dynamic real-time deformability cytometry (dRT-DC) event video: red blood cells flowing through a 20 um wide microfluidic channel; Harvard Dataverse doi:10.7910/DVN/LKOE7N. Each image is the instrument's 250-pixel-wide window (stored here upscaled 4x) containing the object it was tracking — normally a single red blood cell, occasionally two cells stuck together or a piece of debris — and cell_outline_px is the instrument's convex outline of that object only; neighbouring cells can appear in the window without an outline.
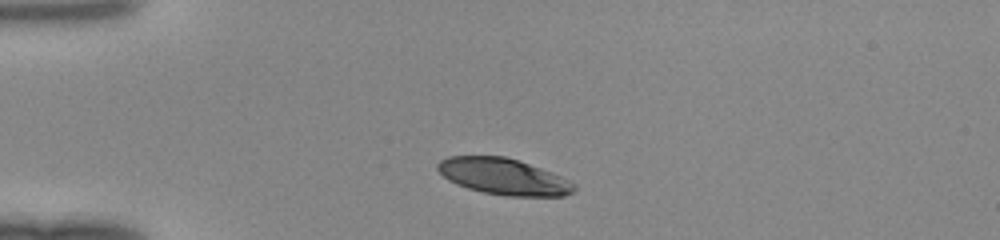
{"species": "human", "species_latin": "Homo sapiens", "temperature_condition": "room temperature", "stored_images_in_passage": 30, "camera_frame_rate_fps": 3000, "um_per_image_px": 0.085, "donor": {"sex": "female"}, "frame": {"image": 1, "passage_image": 1, "time_ms": 0.0, "image_size_px": [1000, 240], "cell_outline_px": [[576, 188], [572, 192], [564, 196], [508, 196], [484, 192], [468, 188], [456, 184], [448, 180], [436, 168], [436, 164], [440, 160], [448, 156], [504, 156], [540, 168], [560, 176], [576, 184]], "centroid_in_image_um": [42.77, 15.01], "position_along_channel_um": 42.2, "area_um2": 28.61}}
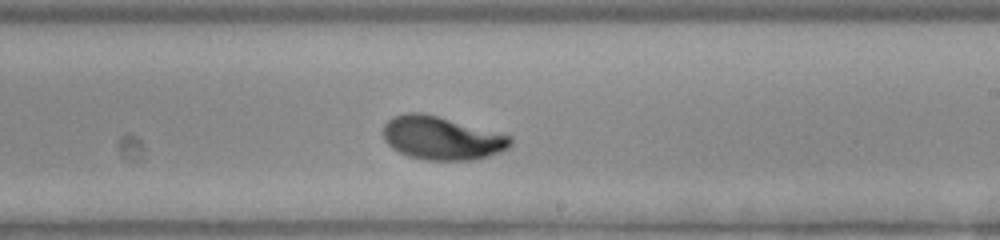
{"frame": {"image": 2, "passage_image": 18, "time_ms": 5.667, "image_size_px": [1000, 240], "cell_outline_px": [[512, 144], [508, 148], [500, 152], [476, 160], [424, 160], [408, 156], [392, 148], [384, 140], [384, 124], [392, 116], [404, 112], [424, 112], [512, 136]], "centroid_in_image_um": [37.54, 11.73], "position_along_channel_um": 251.5, "area_um2": 32.37}}
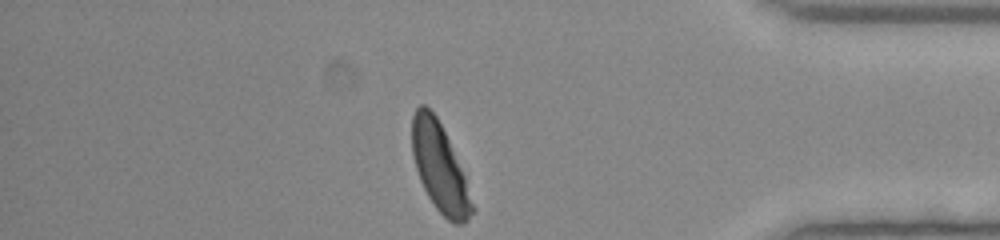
{"frame": {"image": 3, "passage_image": 30, "time_ms": 9.667, "image_size_px": [1000, 240], "cell_outline_px": [[476, 208], [468, 220], [464, 224], [452, 224], [436, 208], [428, 196], [420, 180], [412, 156], [412, 116], [416, 108], [420, 104], [424, 104], [436, 116], [448, 140], [464, 176]], "centroid_in_image_um": [37.38, 14.29], "position_along_channel_um": 397.8, "area_um2": 30.58}}